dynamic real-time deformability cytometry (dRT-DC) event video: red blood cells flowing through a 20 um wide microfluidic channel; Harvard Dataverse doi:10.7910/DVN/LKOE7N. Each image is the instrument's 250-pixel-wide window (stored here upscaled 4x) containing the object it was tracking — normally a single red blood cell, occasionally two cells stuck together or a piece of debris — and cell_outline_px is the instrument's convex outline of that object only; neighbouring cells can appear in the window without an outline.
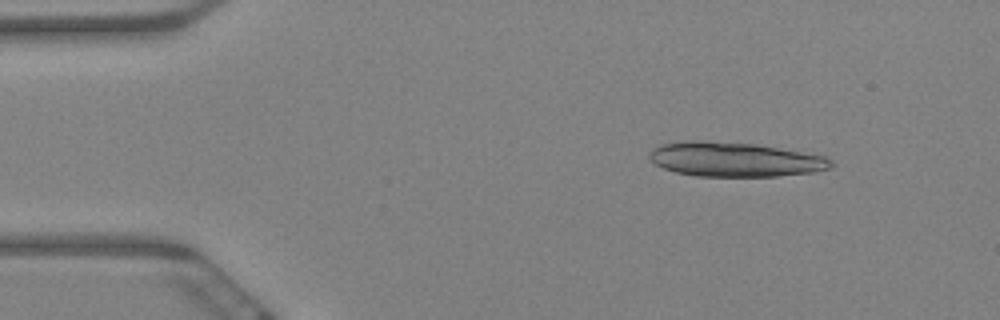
{"species": "Egyptian fruit bat (a non-hibernating species)", "species_latin": "Rousettus aegyptiacus", "temperature_condition": "warm", "stored_images_in_passage": 18, "camera_frame_rate_fps": 3000, "um_per_image_px": 0.085, "animal": {"sex": "female"}, "frame": {"image": 1, "passage_image": 7, "time_ms": 2.0, "image_size_px": [1000, 320], "cell_outline_px": [[836, 164], [832, 168], [816, 172], [776, 176], [696, 176], [676, 172], [664, 168], [656, 164], [648, 156], [648, 152], [652, 148], [660, 144], [684, 140], [700, 140], [756, 144], [824, 156], [832, 160]], "centroid_in_image_um": [62.46, 13.55], "position_along_channel_um": 22.5, "area_um2": 36.65}}